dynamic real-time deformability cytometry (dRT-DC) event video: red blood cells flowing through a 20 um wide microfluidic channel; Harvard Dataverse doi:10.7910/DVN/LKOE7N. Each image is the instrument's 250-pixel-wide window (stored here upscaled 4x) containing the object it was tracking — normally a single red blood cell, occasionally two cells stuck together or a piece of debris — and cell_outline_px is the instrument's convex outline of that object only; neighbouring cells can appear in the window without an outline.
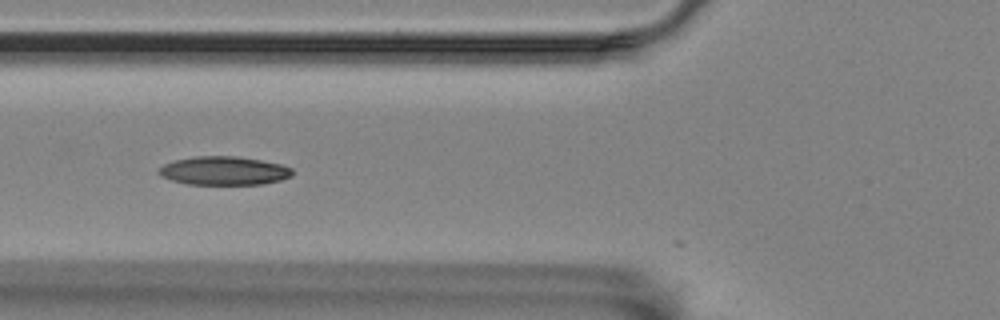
{"species": "Egyptian fruit bat (a non-hibernating species)", "species_latin": "Rousettus aegyptiacus", "temperature_condition": "room temperature", "stored_images_in_passage": 13, "camera_frame_rate_fps": 3000, "um_per_image_px": 0.085, "animal": {"sex": "female"}, "frame": {"image": 1, "passage_image": 11, "time_ms": 3.333, "image_size_px": [1000, 320], "cell_outline_px": [[292, 176], [280, 180], [264, 184], [188, 184], [172, 180], [160, 176], [160, 168], [164, 164], [176, 160], [196, 156], [236, 156], [260, 160], [280, 164], [292, 168]], "centroid_in_image_um": [19.06, 14.51], "position_along_channel_um": 106.7, "area_um2": 22.02}}